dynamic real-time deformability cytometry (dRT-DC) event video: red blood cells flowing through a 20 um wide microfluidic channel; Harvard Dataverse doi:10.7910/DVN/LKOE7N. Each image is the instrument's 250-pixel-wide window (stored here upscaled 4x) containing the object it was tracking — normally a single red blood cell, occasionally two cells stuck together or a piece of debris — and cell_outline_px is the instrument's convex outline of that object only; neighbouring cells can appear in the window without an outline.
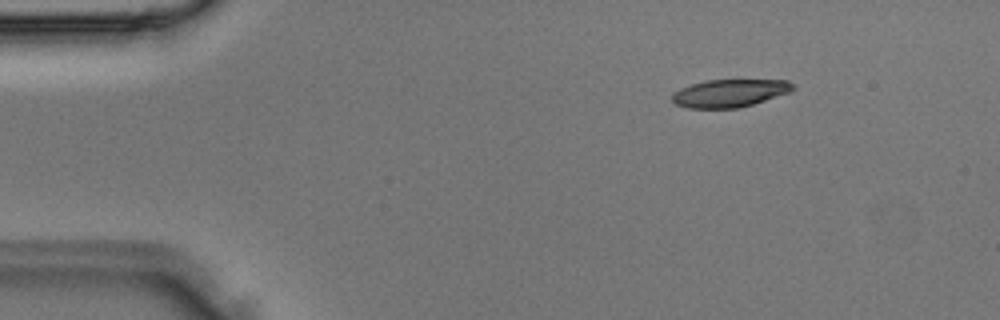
{"species": "Egyptian fruit bat (a non-hibernating species)", "species_latin": "Rousettus aegyptiacus", "temperature_condition": "room temperature", "stored_images_in_passage": 3, "camera_frame_rate_fps": 3000, "um_per_image_px": 0.085, "animal": {"sex": "male"}, "frame": {"image": 1, "passage_image": 1, "time_ms": 0.0, "image_size_px": [1000, 320], "cell_outline_px": [[796, 88], [792, 92], [752, 104], [736, 108], [688, 108], [676, 104], [672, 100], [672, 92], [680, 88], [692, 84], [708, 80], [788, 80], [796, 84]], "centroid_in_image_um": [62.07, 7.91], "position_along_channel_um": 22.9, "area_um2": 19.65}}
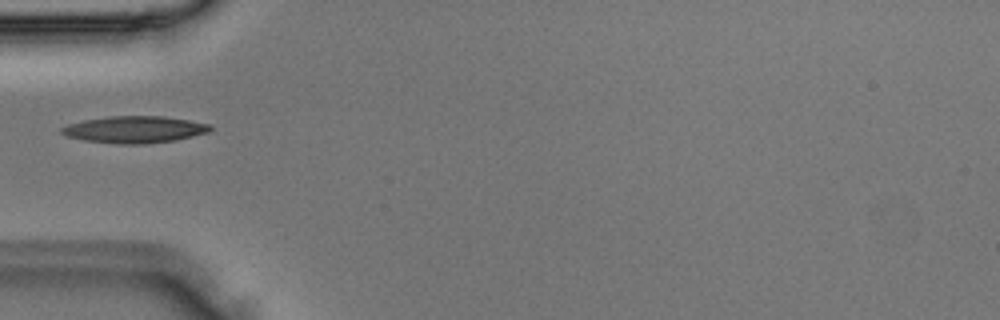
{"frame": {"image": 2, "passage_image": 3, "time_ms": 0.667, "image_size_px": [1000, 320], "cell_outline_px": [[212, 128], [208, 132], [176, 140], [144, 144], [120, 144], [84, 140], [68, 136], [60, 132], [60, 128], [68, 124], [84, 120], [108, 116], [164, 116], [212, 124]], "centroid_in_image_um": [11.45, 11.0], "position_along_channel_um": 73.6, "area_um2": 23.24}}